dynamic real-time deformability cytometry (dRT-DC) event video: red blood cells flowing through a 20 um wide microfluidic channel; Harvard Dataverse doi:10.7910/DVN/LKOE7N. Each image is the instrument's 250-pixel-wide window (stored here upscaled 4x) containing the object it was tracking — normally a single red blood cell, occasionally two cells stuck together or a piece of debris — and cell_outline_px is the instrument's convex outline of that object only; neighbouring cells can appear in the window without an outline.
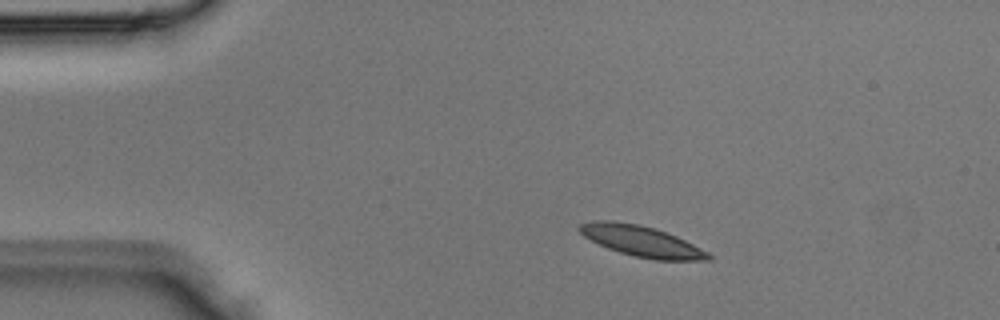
{"species": "Egyptian fruit bat (a non-hibernating species)", "species_latin": "Rousettus aegyptiacus", "temperature_condition": "room temperature", "stored_images_in_passage": 2, "camera_frame_rate_fps": 3000, "um_per_image_px": 0.085, "animal": {"sex": "male"}, "frame": {"image": 1, "passage_image": 1, "time_ms": 0.0, "image_size_px": [1000, 320], "cell_outline_px": [[712, 256], [708, 260], [652, 260], [632, 256], [608, 248], [584, 236], [576, 228], [580, 224], [596, 220], [612, 220], [640, 224], [656, 228], [676, 236], [708, 252]], "centroid_in_image_um": [54.51, 20.49], "position_along_channel_um": 30.5, "area_um2": 23.06}}